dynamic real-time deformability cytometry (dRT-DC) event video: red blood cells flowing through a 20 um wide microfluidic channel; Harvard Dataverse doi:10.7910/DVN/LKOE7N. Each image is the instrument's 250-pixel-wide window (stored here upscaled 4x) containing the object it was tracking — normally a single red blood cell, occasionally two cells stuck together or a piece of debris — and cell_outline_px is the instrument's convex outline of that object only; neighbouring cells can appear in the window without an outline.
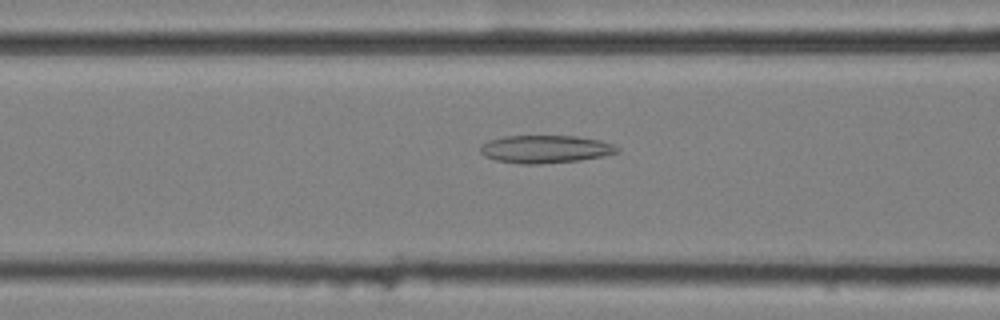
{"species": "common noctule bat (a hibernating species)", "species_latin": "Nyctalus noctula", "temperature_condition": "cold", "stored_images_in_passage": 57, "camera_frame_rate_fps": 3000, "um_per_image_px": 0.085, "animal": {"sex": "female", "body_mass_g": 25.1}, "frame": {"image": 1, "passage_image": 23, "time_ms": 7.333, "image_size_px": [1000, 320], "cell_outline_px": [[620, 152], [604, 156], [580, 160], [540, 164], [520, 164], [496, 160], [484, 156], [480, 152], [480, 144], [488, 140], [504, 136], [576, 136], [600, 140], [612, 144], [620, 148]], "centroid_in_image_um": [46.35, 12.68], "position_along_channel_um": 120.3, "area_um2": 22.37}}
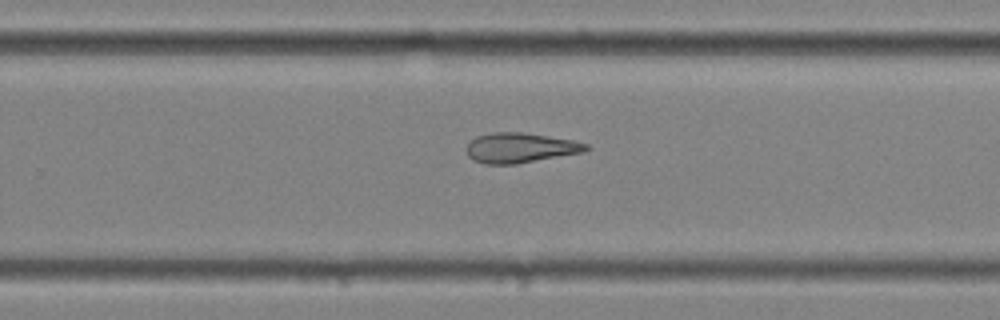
{"frame": {"image": 2, "passage_image": 37, "time_ms": 12.0, "image_size_px": [1000, 320], "cell_outline_px": [[592, 148], [584, 152], [516, 164], [484, 164], [472, 160], [468, 156], [468, 144], [476, 136], [492, 132], [520, 132], [548, 136], [572, 140], [588, 144]], "centroid_in_image_um": [44.23, 12.57], "position_along_channel_um": 285.6, "area_um2": 20.87}}
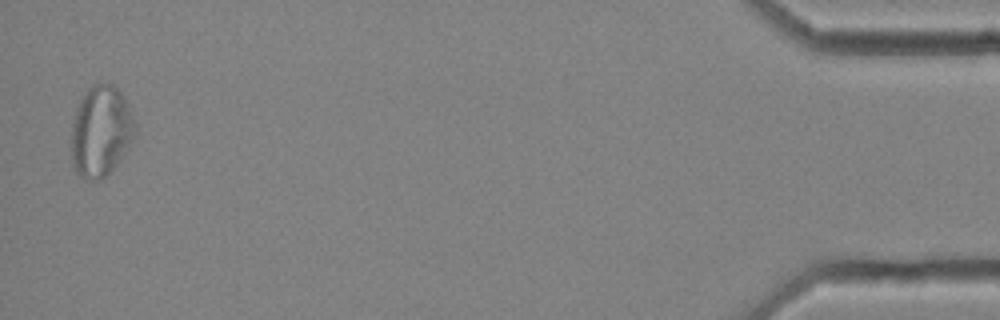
{"frame": {"image": 3, "passage_image": 56, "time_ms": 18.333, "image_size_px": [1000, 320], "cell_outline_px": [[136, 136], [128, 148], [116, 164], [100, 180], [84, 180], [72, 168], [72, 124], [76, 108], [84, 92], [88, 88], [96, 84], [112, 84], [120, 92], [128, 104], [136, 124]], "centroid_in_image_um": [8.57, 11.17], "position_along_channel_um": 426.6, "area_um2": 33.76}}